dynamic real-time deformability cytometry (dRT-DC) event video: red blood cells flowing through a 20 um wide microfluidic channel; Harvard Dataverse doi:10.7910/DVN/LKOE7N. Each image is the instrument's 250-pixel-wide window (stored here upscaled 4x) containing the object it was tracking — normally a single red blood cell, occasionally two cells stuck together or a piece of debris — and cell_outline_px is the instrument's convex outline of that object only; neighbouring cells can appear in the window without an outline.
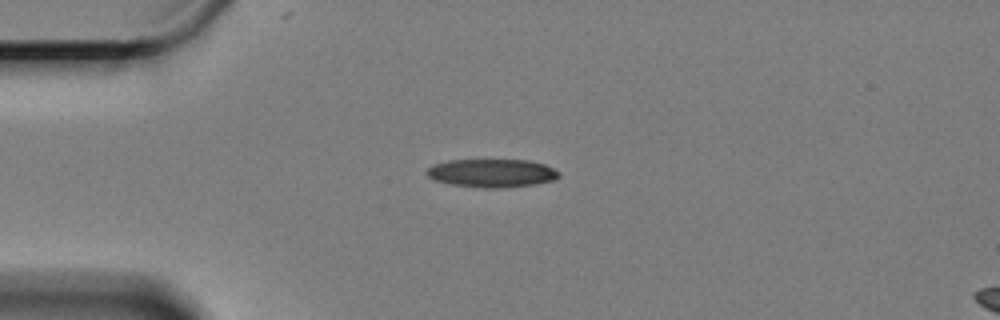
{"species": "Egyptian fruit bat (a non-hibernating species)", "species_latin": "Rousettus aegyptiacus", "temperature_condition": "cold", "stored_images_in_passage": 47, "camera_frame_rate_fps": 3000, "um_per_image_px": 0.085, "animal": {"sex": "female"}, "frame": {"image": 1, "passage_image": 1, "time_ms": 0.0, "image_size_px": [1000, 320], "cell_outline_px": [[560, 176], [556, 180], [532, 184], [496, 188], [484, 188], [452, 184], [436, 180], [428, 176], [428, 168], [432, 164], [448, 160], [528, 160], [544, 164], [560, 172]], "centroid_in_image_um": [41.83, 14.7], "position_along_channel_um": 43.2, "area_um2": 21.56}}
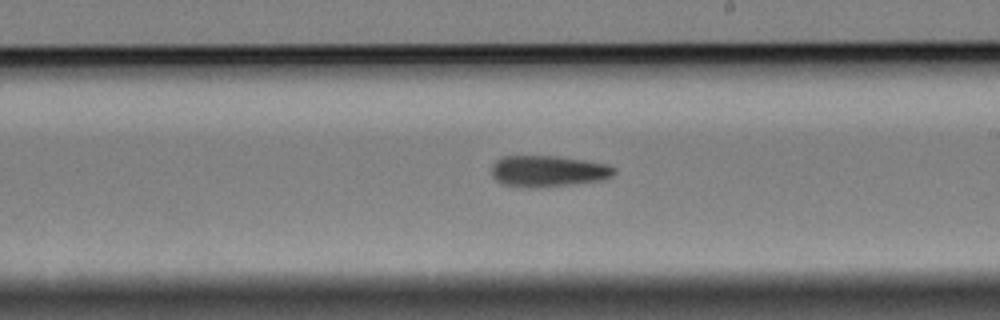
{"frame": {"image": 2, "passage_image": 21, "time_ms": 6.667, "image_size_px": [1000, 320], "cell_outline_px": [[616, 172], [612, 176], [600, 180], [572, 184], [536, 188], [524, 188], [500, 184], [492, 176], [492, 164], [500, 156], [556, 156], [584, 160], [608, 164], [616, 168]], "centroid_in_image_um": [46.55, 14.55], "position_along_channel_um": 242.5, "area_um2": 22.6}}
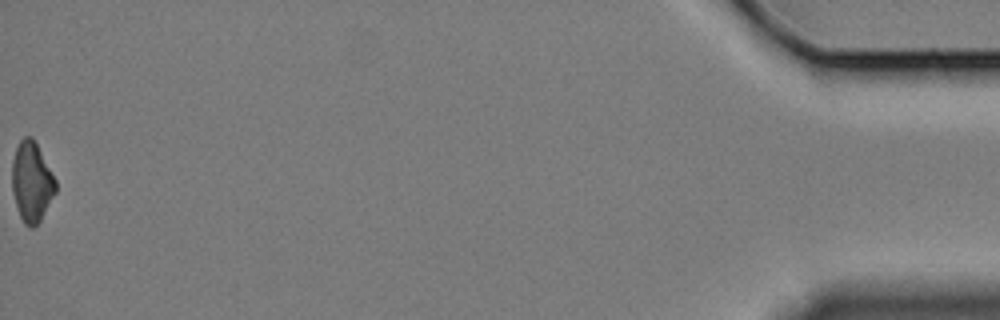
{"frame": {"image": 3, "passage_image": 47, "time_ms": 15.333, "image_size_px": [1000, 320], "cell_outline_px": [[56, 192], [40, 220], [32, 228], [28, 228], [24, 224], [20, 216], [12, 192], [12, 160], [16, 148], [20, 140], [24, 136], [32, 136], [56, 180]], "centroid_in_image_um": [2.68, 15.46], "position_along_channel_um": 432.5, "area_um2": 20.17}, "authors_computed_cell_mechanics": {"area_um2": 21.7328, "velocity_mm_per_s": 3.3062, "shape_relaxation_time_tau1_ms": 8.0041, "shape_relaxation_time_tau2_ms": null, "deformation_change_tau1": 0.1766, "deformation_change_tau2": null}}